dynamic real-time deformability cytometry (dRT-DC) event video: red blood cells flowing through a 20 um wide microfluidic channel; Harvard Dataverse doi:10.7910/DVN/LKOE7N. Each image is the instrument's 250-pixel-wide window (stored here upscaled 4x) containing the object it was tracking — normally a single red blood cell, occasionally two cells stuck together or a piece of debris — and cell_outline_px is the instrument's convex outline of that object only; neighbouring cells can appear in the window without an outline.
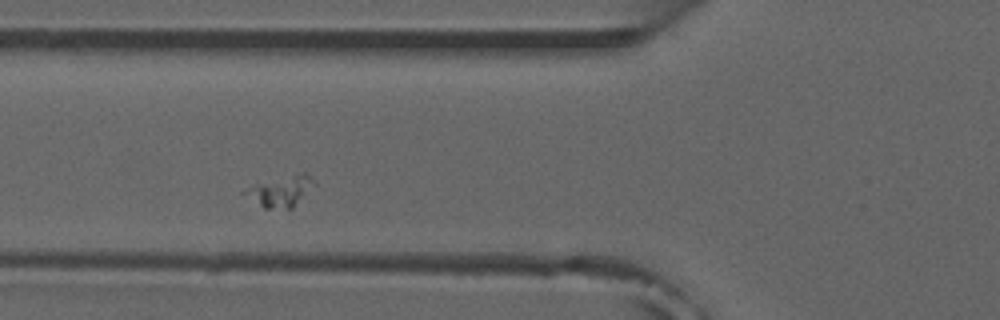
{"species": "common noctule bat (a hibernating species)", "species_latin": "Nyctalus noctula", "temperature_condition": "room temperature", "stored_images_in_passage": 42, "camera_frame_rate_fps": 3000, "um_per_image_px": 0.085, "animal": {"sex": "male", "forearm_length_mm": 52.5}, "frame": {"image": 1, "passage_image": 7, "time_ms": 2.0, "image_size_px": [1000, 320], "cell_outline_px": [[316, 184], [292, 208], [264, 208], [260, 204], [252, 192], [252, 188], [256, 184], [304, 172]], "centroid_in_image_um": [24.07, 16.24], "position_along_channel_um": 101.7, "area_um2": 10.92}}
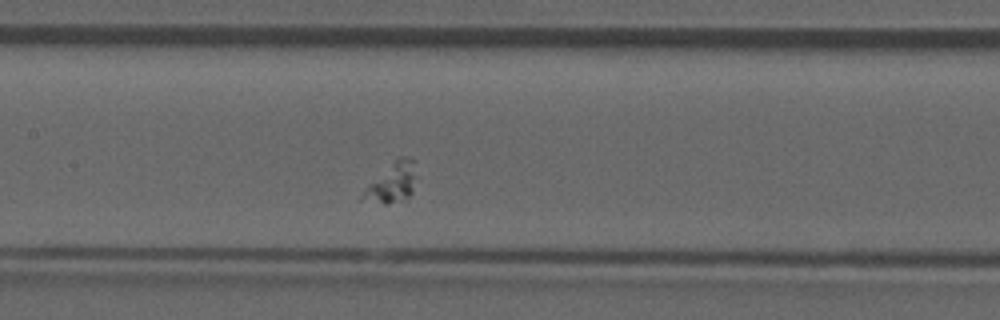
{"frame": {"image": 2, "passage_image": 13, "time_ms": 4.0, "image_size_px": [1000, 320], "cell_outline_px": [[412, 192], [404, 200], [388, 204], [384, 204], [360, 200], [360, 196], [368, 184], [400, 156], [404, 156], [412, 160]], "centroid_in_image_um": [33.23, 15.6], "position_along_channel_um": 174.2, "area_um2": 11.68}}
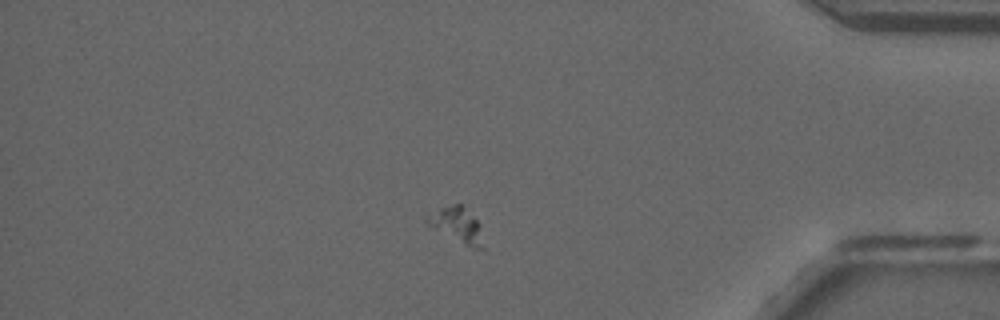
{"frame": {"image": 3, "passage_image": 34, "time_ms": 11.0, "image_size_px": [1000, 320], "cell_outline_px": [[484, 248], [476, 248], [428, 224], [424, 220], [428, 212], [452, 204], [460, 204], [480, 224]], "centroid_in_image_um": [38.83, 19.06], "position_along_channel_um": 396.4, "area_um2": 10.75}}